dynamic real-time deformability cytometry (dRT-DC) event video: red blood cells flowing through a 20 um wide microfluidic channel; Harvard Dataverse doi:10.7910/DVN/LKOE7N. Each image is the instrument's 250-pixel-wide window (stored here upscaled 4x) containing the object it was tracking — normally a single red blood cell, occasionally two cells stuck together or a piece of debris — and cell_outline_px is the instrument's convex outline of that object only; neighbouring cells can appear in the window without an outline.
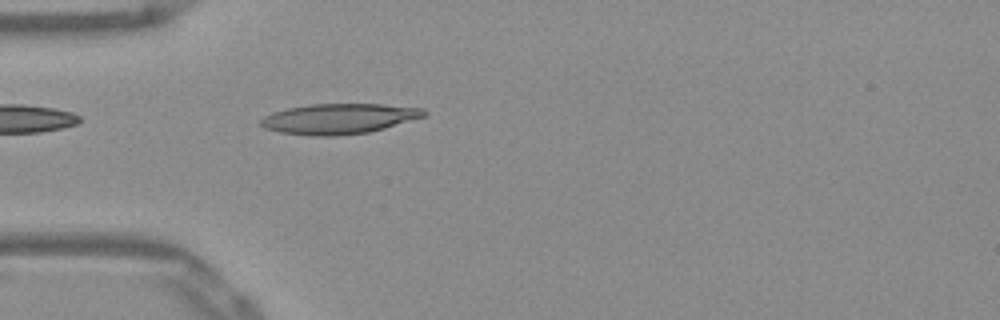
{"species": "Egyptian fruit bat (a non-hibernating species)", "species_latin": "Rousettus aegyptiacus", "temperature_condition": "warm", "stored_images_in_passage": 51, "camera_frame_rate_fps": 3000, "um_per_image_px": 0.085, "frame": {"image": 1, "passage_image": 14, "time_ms": 4.333, "image_size_px": [1000, 320], "cell_outline_px": [[428, 112], [424, 116], [384, 128], [368, 132], [336, 136], [312, 136], [280, 132], [264, 128], [260, 124], [260, 120], [264, 116], [272, 112], [288, 108], [312, 104], [384, 104], [424, 108]], "centroid_in_image_um": [28.8, 10.09], "position_along_channel_um": 56.2, "area_um2": 28.78}}
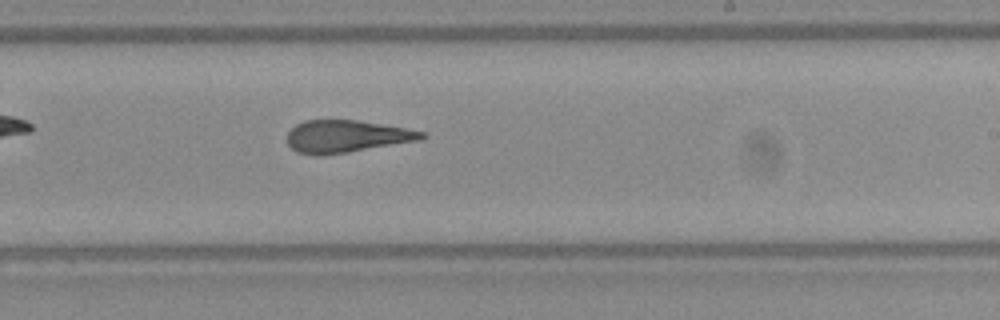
{"frame": {"image": 2, "passage_image": 30, "time_ms": 9.667, "image_size_px": [1000, 320], "cell_outline_px": [[428, 136], [420, 140], [348, 152], [320, 156], [312, 156], [296, 152], [288, 144], [288, 132], [296, 124], [304, 120], [356, 120], [404, 128], [424, 132]], "centroid_in_image_um": [29.41, 11.6], "position_along_channel_um": 259.6, "area_um2": 25.26}}
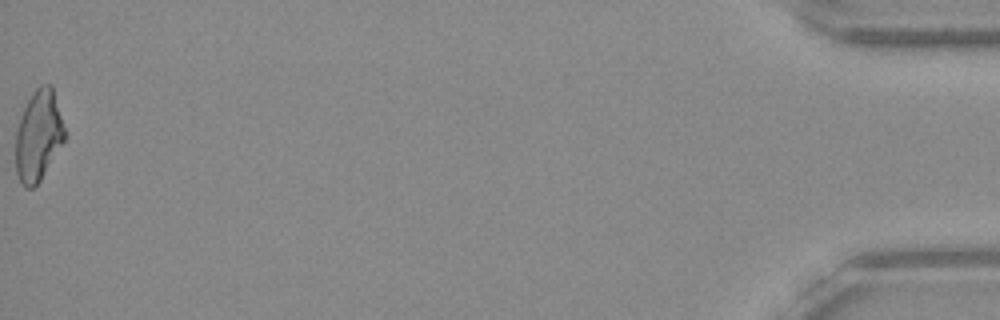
{"frame": {"image": 3, "passage_image": 51, "time_ms": 16.667, "image_size_px": [1000, 320], "cell_outline_px": [[64, 140], [40, 180], [32, 188], [24, 188], [16, 172], [16, 128], [20, 116], [32, 92], [40, 84], [52, 84], [64, 128]], "centroid_in_image_um": [3.24, 11.51], "position_along_channel_um": 432.0, "area_um2": 25.55}, "authors_computed_cell_mechanics": {"area_um2": 26.0678, "velocity_mm_per_s": 3.8984, "shape_relaxation_time_tau1_ms": 8.6151, "shape_relaxation_time_tau2_ms": 3.1993, "deformation_change_tau1": 0.2536, "deformation_change_tau2": 0.1486}}